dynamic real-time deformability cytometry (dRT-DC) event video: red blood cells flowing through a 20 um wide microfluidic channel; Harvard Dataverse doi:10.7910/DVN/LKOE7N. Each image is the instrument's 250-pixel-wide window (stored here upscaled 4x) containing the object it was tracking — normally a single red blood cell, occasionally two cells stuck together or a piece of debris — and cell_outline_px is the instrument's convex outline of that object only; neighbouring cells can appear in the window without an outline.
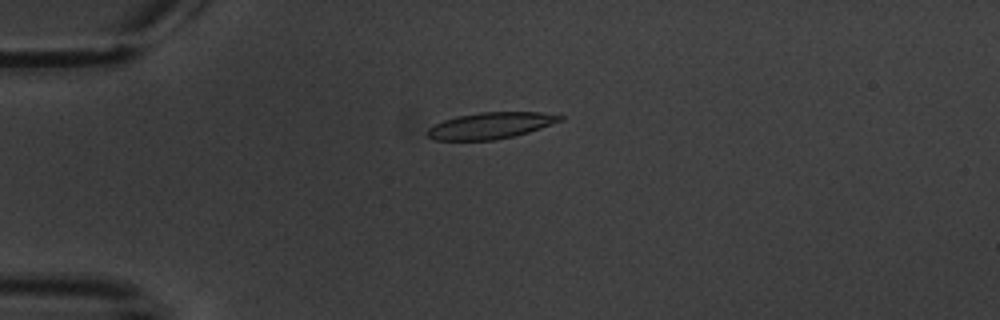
{"species": "common noctule bat (a hibernating species)", "species_latin": "Nyctalus noctula", "temperature_condition": "warm", "stored_images_in_passage": 2, "camera_frame_rate_fps": 3000, "um_per_image_px": 0.085, "animal": {"sex": "male", "body_mass_g": 20.1, "forearm_length_mm": 53.5}, "frame": {"image": 1, "passage_image": 1, "time_ms": 0.0, "image_size_px": [1000, 320], "cell_outline_px": [[564, 120], [528, 132], [512, 136], [492, 140], [432, 140], [428, 136], [428, 128], [432, 124], [456, 116], [480, 112], [540, 112], [564, 116]], "centroid_in_image_um": [41.68, 10.66], "position_along_channel_um": 43.3, "area_um2": 20.35}}